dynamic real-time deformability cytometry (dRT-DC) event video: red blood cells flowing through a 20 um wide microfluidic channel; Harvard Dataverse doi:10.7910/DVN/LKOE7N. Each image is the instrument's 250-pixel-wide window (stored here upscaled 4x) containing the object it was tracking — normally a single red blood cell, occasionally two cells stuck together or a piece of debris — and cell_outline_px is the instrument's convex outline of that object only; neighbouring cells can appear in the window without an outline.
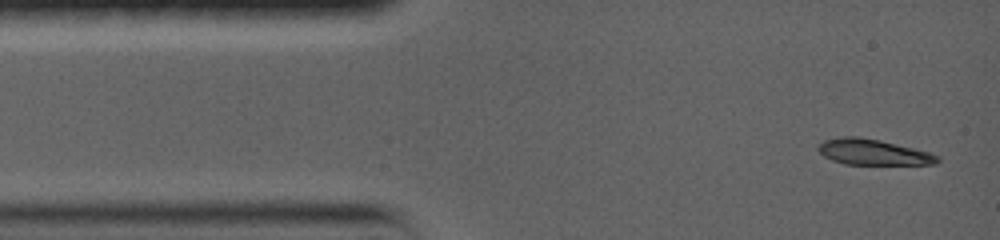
{"species": "common noctule bat (a hibernating species)", "species_latin": "Nyctalus noctula", "temperature_condition": "warm", "stored_images_in_passage": 38, "camera_frame_rate_fps": 5000, "um_per_image_px": 0.085, "animal": {"sex": "female", "body_mass_g": 19.0, "forearm_length_mm": 56.7}, "frame": {"image": 1, "passage_image": 1, "time_ms": 0.0, "image_size_px": [1000, 240], "cell_outline_px": [[940, 160], [936, 164], [844, 164], [832, 160], [824, 156], [816, 148], [824, 140], [844, 136], [856, 136], [880, 140], [928, 152], [940, 156]], "centroid_in_image_um": [74.2, 12.93], "position_along_channel_um": 10.8, "area_um2": 17.69}}
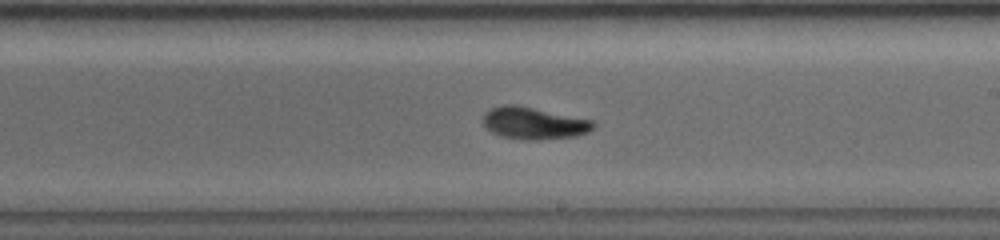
{"frame": {"image": 2, "passage_image": 18, "time_ms": 8.2, "image_size_px": [1000, 240], "cell_outline_px": [[596, 124], [588, 132], [576, 136], [540, 140], [524, 140], [500, 136], [484, 128], [484, 112], [492, 108], [504, 104], [516, 104], [596, 120]], "centroid_in_image_um": [45.4, 10.47], "position_along_channel_um": 243.6, "area_um2": 20.98}}
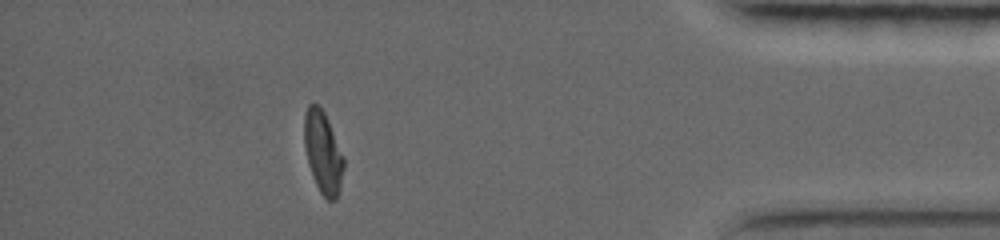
{"frame": {"image": 3, "passage_image": 33, "time_ms": 14.0, "image_size_px": [1000, 240], "cell_outline_px": [[344, 168], [340, 188], [336, 200], [328, 200], [320, 192], [316, 184], [308, 164], [304, 144], [304, 116], [308, 104], [316, 104], [324, 112], [344, 156]], "centroid_in_image_um": [27.45, 12.96], "position_along_channel_um": 407.7, "area_um2": 18.79}, "authors_computed_cell_mechanics": {"area_um2": 19.6231, "velocity_mm_per_s": 3.6192, "shape_relaxation_time_tau1_ms": 4.9526, "shape_relaxation_time_tau2_ms": null, "deformation_change_tau1": 0.2157, "deformation_change_tau2": null}}